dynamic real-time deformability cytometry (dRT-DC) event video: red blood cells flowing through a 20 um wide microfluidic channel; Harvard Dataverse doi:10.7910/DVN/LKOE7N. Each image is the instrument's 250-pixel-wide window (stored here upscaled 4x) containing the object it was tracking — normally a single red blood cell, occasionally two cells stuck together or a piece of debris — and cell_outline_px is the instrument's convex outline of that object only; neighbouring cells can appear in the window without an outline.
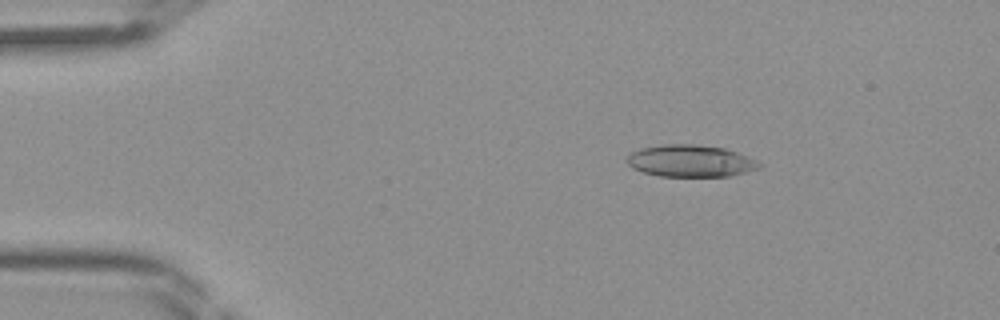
{"species": "Egyptian fruit bat (a non-hibernating species)", "species_latin": "Rousettus aegyptiacus", "temperature_condition": "room temperature", "stored_images_in_passage": 44, "camera_frame_rate_fps": 3000, "um_per_image_px": 0.085, "frame": {"image": 1, "passage_image": 7, "time_ms": 2.0, "image_size_px": [1000, 320], "cell_outline_px": [[764, 164], [760, 168], [728, 176], [660, 176], [644, 172], [632, 168], [628, 164], [628, 156], [632, 152], [640, 148], [664, 144], [692, 144], [724, 148], [736, 152], [756, 160]], "centroid_in_image_um": [58.7, 13.68], "position_along_channel_um": 26.3, "area_um2": 24.45}}
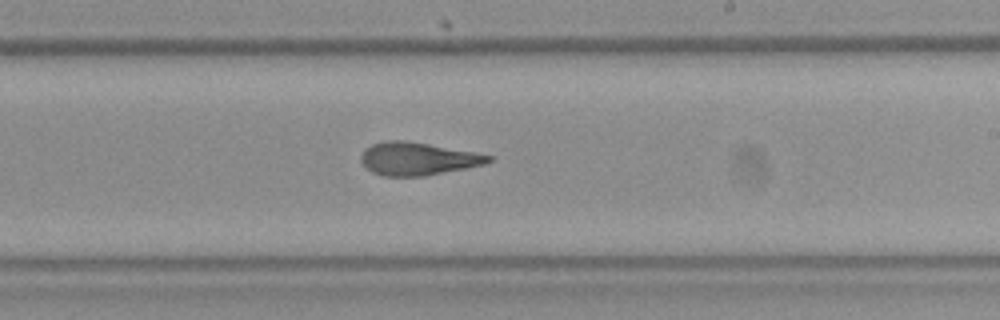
{"frame": {"image": 2, "passage_image": 26, "time_ms": 8.333, "image_size_px": [1000, 320], "cell_outline_px": [[492, 160], [484, 164], [468, 168], [424, 176], [384, 176], [372, 172], [360, 160], [360, 156], [364, 148], [372, 144], [384, 140], [404, 140], [428, 144], [472, 152], [492, 156]], "centroid_in_image_um": [35.46, 13.49], "position_along_channel_um": 253.5, "area_um2": 24.28}}
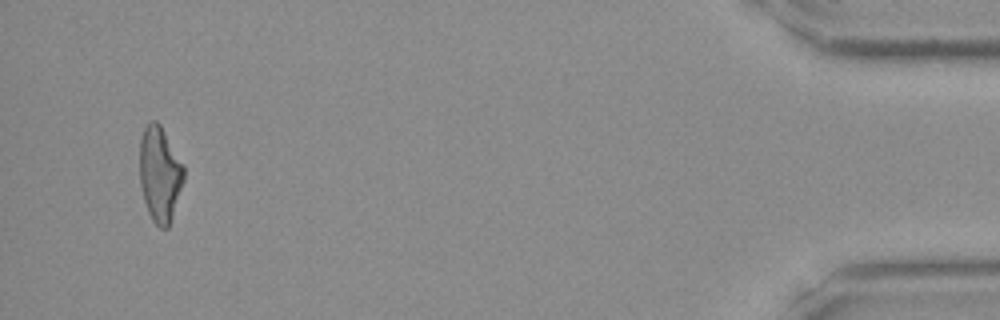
{"frame": {"image": 3, "passage_image": 42, "time_ms": 13.667, "image_size_px": [1000, 320], "cell_outline_px": [[184, 180], [168, 228], [160, 228], [152, 220], [148, 212], [144, 200], [140, 184], [140, 140], [144, 128], [152, 120], [156, 120], [160, 124], [184, 164]], "centroid_in_image_um": [13.59, 14.79], "position_along_channel_um": 421.6, "area_um2": 24.45}}